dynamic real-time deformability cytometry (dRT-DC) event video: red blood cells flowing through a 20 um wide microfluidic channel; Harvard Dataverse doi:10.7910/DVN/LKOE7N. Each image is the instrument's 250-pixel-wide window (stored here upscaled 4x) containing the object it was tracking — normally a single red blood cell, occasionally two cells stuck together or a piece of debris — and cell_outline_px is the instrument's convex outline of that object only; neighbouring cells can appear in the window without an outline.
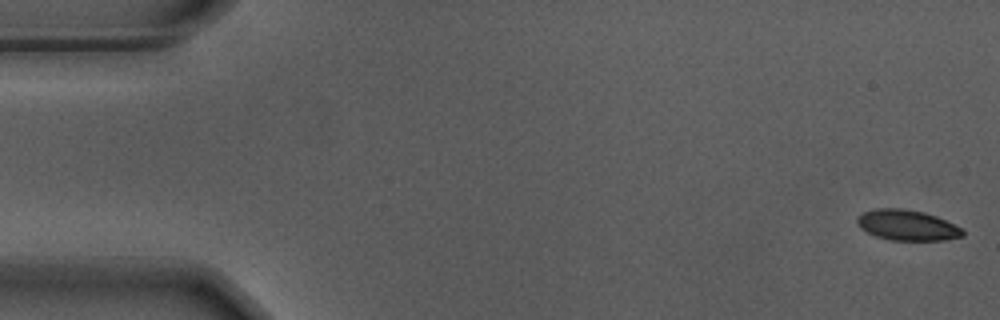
{"species": "Egyptian fruit bat (a non-hibernating species)", "species_latin": "Rousettus aegyptiacus", "temperature_condition": "warm", "stored_images_in_passage": 55, "camera_frame_rate_fps": 3000, "um_per_image_px": 0.085, "animal": {"sex": "male"}, "frame": {"image": 1, "passage_image": 1, "time_ms": 0.0, "image_size_px": [1000, 320], "cell_outline_px": [[964, 236], [944, 240], [888, 240], [876, 236], [860, 228], [856, 220], [864, 212], [876, 208], [900, 208], [924, 212], [936, 216], [964, 228]], "centroid_in_image_um": [77.14, 19.14], "position_along_channel_um": 7.9, "area_um2": 18.79}}
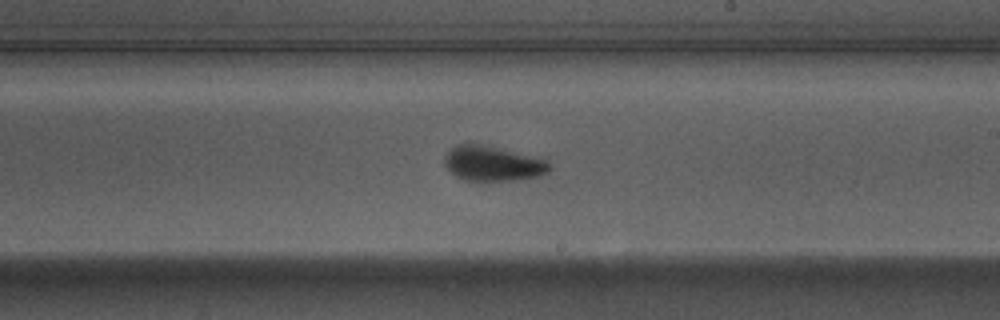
{"frame": {"image": 2, "passage_image": 32, "time_ms": 10.333, "image_size_px": [1000, 320], "cell_outline_px": [[552, 168], [548, 172], [540, 176], [516, 180], [488, 184], [464, 180], [456, 176], [444, 164], [444, 156], [456, 144], [476, 144], [544, 160]], "centroid_in_image_um": [41.83, 13.98], "position_along_channel_um": 247.2, "area_um2": 21.27}}
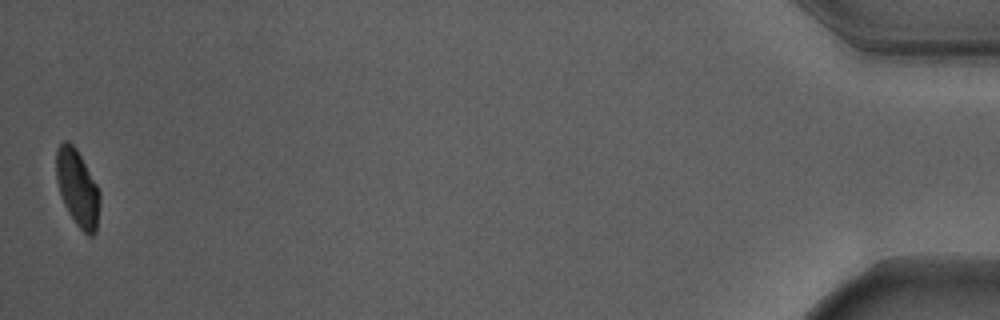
{"frame": {"image": 3, "passage_image": 55, "time_ms": 18.0, "image_size_px": [1000, 320], "cell_outline_px": [[100, 200], [96, 232], [92, 236], [88, 236], [76, 224], [68, 212], [64, 204], [60, 192], [56, 176], [56, 148], [64, 140], [68, 140], [76, 148], [96, 184], [100, 192]], "centroid_in_image_um": [6.58, 15.98], "position_along_channel_um": 428.6, "area_um2": 19.31}, "authors_computed_cell_mechanics": {"area_um2": 20.6346, "velocity_mm_per_s": 3.6878, "shape_relaxation_time_tau1_ms": 3.2834, "shape_relaxation_time_tau2_ms": null, "deformation_change_tau1": 0.1277, "deformation_change_tau2": null}}